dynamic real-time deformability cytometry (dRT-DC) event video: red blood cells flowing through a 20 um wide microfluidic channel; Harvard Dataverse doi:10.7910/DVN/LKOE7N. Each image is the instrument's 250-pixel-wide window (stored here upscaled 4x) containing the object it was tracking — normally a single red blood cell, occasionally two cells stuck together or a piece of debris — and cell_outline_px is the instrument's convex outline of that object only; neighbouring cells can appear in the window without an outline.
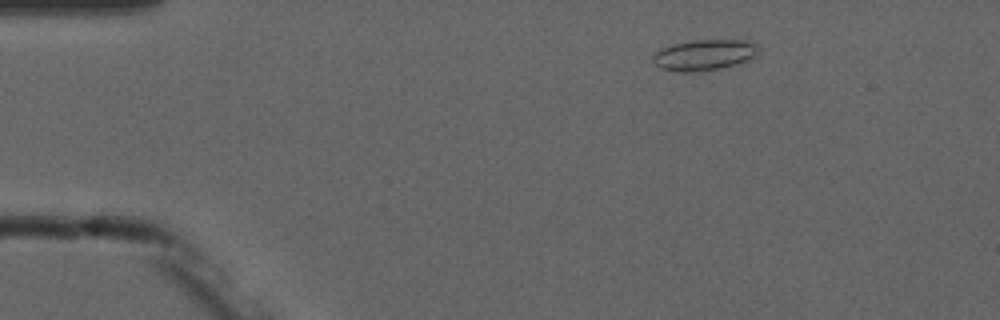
{"species": "common noctule bat (a hibernating species)", "species_latin": "Nyctalus noctula", "temperature_condition": "cold", "stored_images_in_passage": 5, "camera_frame_rate_fps": 3000, "um_per_image_px": 0.085, "animal": {"sex": "male", "forearm_length_mm": 52.5}, "frame": {"image": 1, "passage_image": 3, "time_ms": 2.333, "image_size_px": [1000, 320], "cell_outline_px": [[760, 48], [756, 56], [748, 60], [736, 64], [720, 68], [700, 72], [680, 72], [660, 68], [652, 60], [652, 56], [656, 52], [672, 44], [692, 40], [744, 40], [756, 44]], "centroid_in_image_um": [59.87, 4.67], "position_along_channel_um": 25.1, "area_um2": 19.02}}